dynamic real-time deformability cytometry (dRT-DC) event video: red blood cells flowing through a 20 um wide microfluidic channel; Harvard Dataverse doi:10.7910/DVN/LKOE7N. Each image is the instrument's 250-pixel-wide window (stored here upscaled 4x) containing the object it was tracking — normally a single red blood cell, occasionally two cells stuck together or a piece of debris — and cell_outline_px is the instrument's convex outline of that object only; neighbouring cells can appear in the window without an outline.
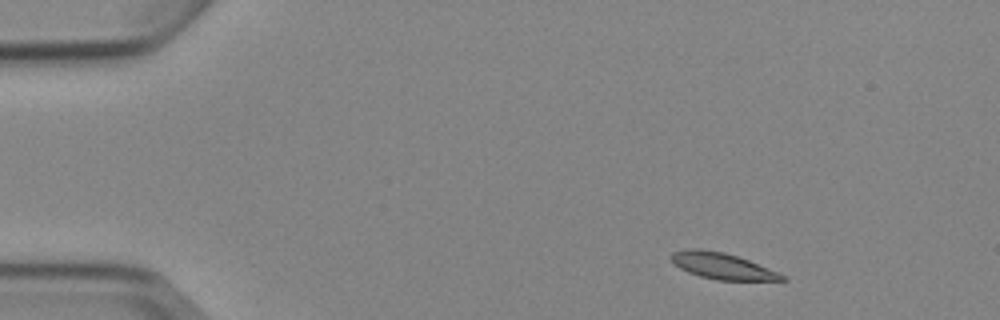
{"species": "Egyptian fruit bat (a non-hibernating species)", "species_latin": "Rousettus aegyptiacus", "temperature_condition": "cold", "stored_images_in_passage": 5, "camera_frame_rate_fps": 3000, "um_per_image_px": 0.085, "animal": {"sex": "female"}, "frame": {"image": 1, "passage_image": 1, "time_ms": 0.0, "image_size_px": [1000, 320], "cell_outline_px": [[788, 280], [716, 280], [700, 276], [688, 272], [680, 268], [672, 260], [672, 252], [692, 248], [700, 248], [724, 252], [748, 260], [788, 276]], "centroid_in_image_um": [61.42, 22.61], "position_along_channel_um": 23.6, "area_um2": 16.76}}
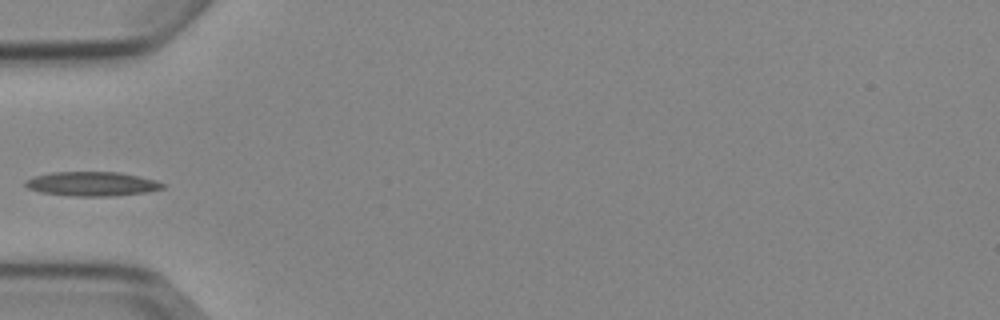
{"frame": {"image": 2, "passage_image": 4, "time_ms": 3.667, "image_size_px": [1000, 320], "cell_outline_px": [[164, 188], [148, 192], [108, 196], [76, 196], [40, 192], [28, 188], [24, 184], [24, 180], [32, 176], [52, 172], [120, 172], [140, 176], [156, 180], [164, 184]], "centroid_in_image_um": [7.8, 15.62], "position_along_channel_um": 77.2, "area_um2": 19.48}}
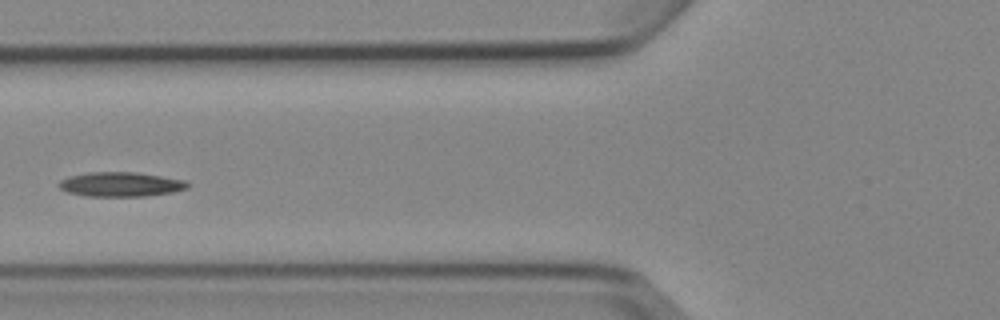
{"frame": {"image": 3, "passage_image": 5, "time_ms": 4.667, "image_size_px": [1000, 320], "cell_outline_px": [[192, 184], [188, 188], [172, 192], [144, 196], [88, 196], [68, 192], [60, 188], [56, 184], [60, 180], [68, 176], [88, 172], [136, 172], [184, 180]], "centroid_in_image_um": [10.25, 15.66], "position_along_channel_um": 115.6, "area_um2": 18.38}}